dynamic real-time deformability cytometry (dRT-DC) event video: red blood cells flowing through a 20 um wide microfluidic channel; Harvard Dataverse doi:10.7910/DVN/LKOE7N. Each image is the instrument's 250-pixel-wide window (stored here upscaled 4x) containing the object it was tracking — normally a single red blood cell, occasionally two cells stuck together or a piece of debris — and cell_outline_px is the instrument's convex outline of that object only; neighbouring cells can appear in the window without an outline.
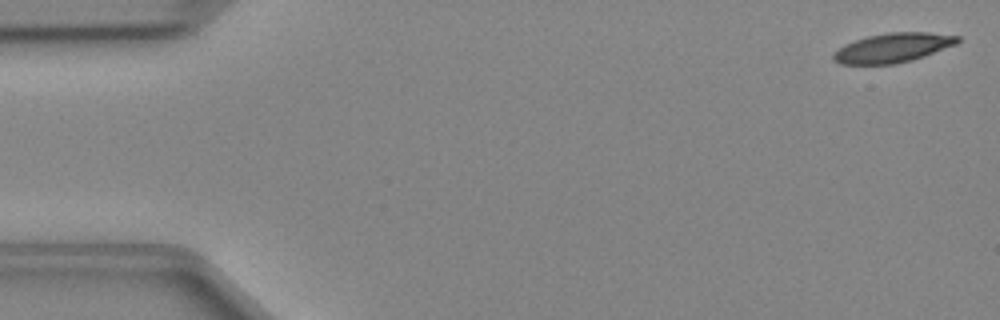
{"species": "Egyptian fruit bat (a non-hibernating species)", "species_latin": "Rousettus aegyptiacus", "temperature_condition": "cold", "stored_images_in_passage": 47, "camera_frame_rate_fps": 3000, "um_per_image_px": 0.085, "animal": {"sex": "female"}, "frame": {"image": 1, "passage_image": 1, "time_ms": 0.0, "image_size_px": [1000, 320], "cell_outline_px": [[960, 40], [956, 44], [924, 56], [912, 60], [896, 64], [840, 64], [832, 60], [832, 56], [844, 44], [868, 36], [888, 32], [928, 32], [960, 36]], "centroid_in_image_um": [75.9, 4.06], "position_along_channel_um": 9.1, "area_um2": 21.15}}
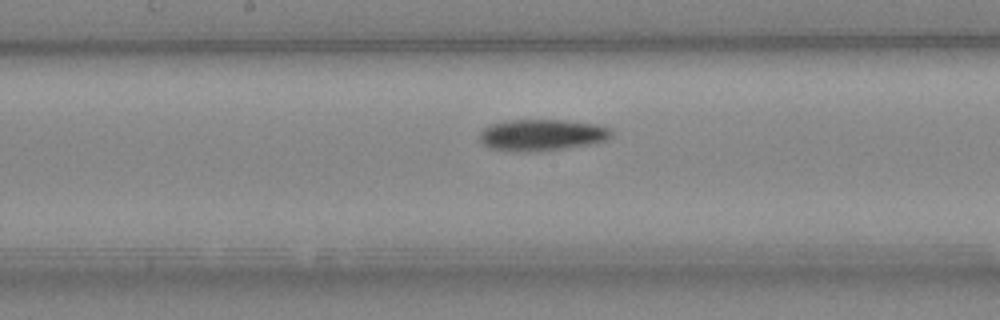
{"frame": {"image": 2, "passage_image": 24, "time_ms": 7.667, "image_size_px": [1000, 320], "cell_outline_px": [[612, 136], [604, 140], [592, 144], [560, 148], [492, 148], [484, 144], [480, 140], [480, 132], [484, 128], [492, 124], [508, 120], [560, 120], [600, 124], [608, 128], [612, 132]], "centroid_in_image_um": [46.13, 11.4], "position_along_channel_um": 202.1, "area_um2": 22.77}}
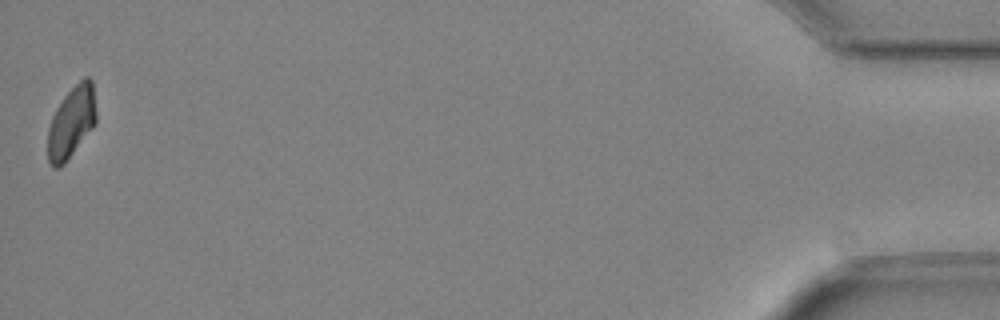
{"frame": {"image": 3, "passage_image": 47, "time_ms": 15.333, "image_size_px": [1000, 320], "cell_outline_px": [[96, 124], [64, 164], [60, 168], [52, 168], [48, 160], [48, 128], [52, 116], [56, 108], [64, 96], [84, 76], [88, 76], [92, 80], [96, 112]], "centroid_in_image_um": [6.07, 10.4], "position_along_channel_um": 429.1, "area_um2": 20.23}}